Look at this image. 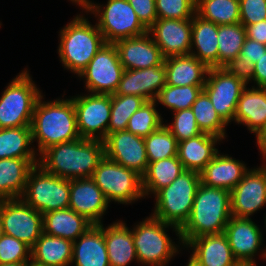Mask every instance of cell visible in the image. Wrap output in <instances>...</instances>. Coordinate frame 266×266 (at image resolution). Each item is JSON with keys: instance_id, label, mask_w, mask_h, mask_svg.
I'll return each mask as SVG.
<instances>
[{"instance_id": "6da1fadb", "label": "cell", "mask_w": 266, "mask_h": 266, "mask_svg": "<svg viewBox=\"0 0 266 266\" xmlns=\"http://www.w3.org/2000/svg\"><path fill=\"white\" fill-rule=\"evenodd\" d=\"M38 164L47 172L72 180L91 178L105 157L102 140L78 138L44 150Z\"/></svg>"}, {"instance_id": "7a4b0ae2", "label": "cell", "mask_w": 266, "mask_h": 266, "mask_svg": "<svg viewBox=\"0 0 266 266\" xmlns=\"http://www.w3.org/2000/svg\"><path fill=\"white\" fill-rule=\"evenodd\" d=\"M231 217V192L201 183L189 219L180 228L179 241L186 245L195 237L223 233Z\"/></svg>"}, {"instance_id": "3957f363", "label": "cell", "mask_w": 266, "mask_h": 266, "mask_svg": "<svg viewBox=\"0 0 266 266\" xmlns=\"http://www.w3.org/2000/svg\"><path fill=\"white\" fill-rule=\"evenodd\" d=\"M42 97L34 106L31 122L32 142L37 139L39 154L53 145L81 138L73 99L42 102Z\"/></svg>"}, {"instance_id": "277c9868", "label": "cell", "mask_w": 266, "mask_h": 266, "mask_svg": "<svg viewBox=\"0 0 266 266\" xmlns=\"http://www.w3.org/2000/svg\"><path fill=\"white\" fill-rule=\"evenodd\" d=\"M59 56L66 69L80 74L106 43L97 27L77 15L60 32Z\"/></svg>"}, {"instance_id": "5b68a950", "label": "cell", "mask_w": 266, "mask_h": 266, "mask_svg": "<svg viewBox=\"0 0 266 266\" xmlns=\"http://www.w3.org/2000/svg\"><path fill=\"white\" fill-rule=\"evenodd\" d=\"M200 184V173L184 170L170 185L155 193L152 216L181 228L189 219Z\"/></svg>"}, {"instance_id": "8992f818", "label": "cell", "mask_w": 266, "mask_h": 266, "mask_svg": "<svg viewBox=\"0 0 266 266\" xmlns=\"http://www.w3.org/2000/svg\"><path fill=\"white\" fill-rule=\"evenodd\" d=\"M40 95L27 70L16 76L0 98V129L31 126Z\"/></svg>"}, {"instance_id": "52a82bcc", "label": "cell", "mask_w": 266, "mask_h": 266, "mask_svg": "<svg viewBox=\"0 0 266 266\" xmlns=\"http://www.w3.org/2000/svg\"><path fill=\"white\" fill-rule=\"evenodd\" d=\"M21 199L41 214L69 208L70 180L51 174L37 164L29 172Z\"/></svg>"}, {"instance_id": "ba28073f", "label": "cell", "mask_w": 266, "mask_h": 266, "mask_svg": "<svg viewBox=\"0 0 266 266\" xmlns=\"http://www.w3.org/2000/svg\"><path fill=\"white\" fill-rule=\"evenodd\" d=\"M173 227L180 238V228L162 222L152 215L140 222L132 230L133 243L136 248L137 260L144 265L165 266L177 250L165 228Z\"/></svg>"}, {"instance_id": "9c48e42d", "label": "cell", "mask_w": 266, "mask_h": 266, "mask_svg": "<svg viewBox=\"0 0 266 266\" xmlns=\"http://www.w3.org/2000/svg\"><path fill=\"white\" fill-rule=\"evenodd\" d=\"M93 4L86 0L81 6L88 10L87 12L91 11L99 16L96 24L106 43H114L148 32L127 0H108L103 9Z\"/></svg>"}, {"instance_id": "30bf717a", "label": "cell", "mask_w": 266, "mask_h": 266, "mask_svg": "<svg viewBox=\"0 0 266 266\" xmlns=\"http://www.w3.org/2000/svg\"><path fill=\"white\" fill-rule=\"evenodd\" d=\"M91 178L108 202L114 200L118 203L130 204L144 197L142 177L106 156L100 161Z\"/></svg>"}, {"instance_id": "8fae6325", "label": "cell", "mask_w": 266, "mask_h": 266, "mask_svg": "<svg viewBox=\"0 0 266 266\" xmlns=\"http://www.w3.org/2000/svg\"><path fill=\"white\" fill-rule=\"evenodd\" d=\"M0 217L4 234L24 242L30 248L43 233V214L21 198L1 199Z\"/></svg>"}, {"instance_id": "7c38bea8", "label": "cell", "mask_w": 266, "mask_h": 266, "mask_svg": "<svg viewBox=\"0 0 266 266\" xmlns=\"http://www.w3.org/2000/svg\"><path fill=\"white\" fill-rule=\"evenodd\" d=\"M114 43H105L78 75L85 77L86 89L94 94H114L124 72Z\"/></svg>"}, {"instance_id": "4fadbf2b", "label": "cell", "mask_w": 266, "mask_h": 266, "mask_svg": "<svg viewBox=\"0 0 266 266\" xmlns=\"http://www.w3.org/2000/svg\"><path fill=\"white\" fill-rule=\"evenodd\" d=\"M72 99L80 137L103 141L110 121L111 95L93 93Z\"/></svg>"}, {"instance_id": "5bb4252c", "label": "cell", "mask_w": 266, "mask_h": 266, "mask_svg": "<svg viewBox=\"0 0 266 266\" xmlns=\"http://www.w3.org/2000/svg\"><path fill=\"white\" fill-rule=\"evenodd\" d=\"M207 75L203 90L217 113L228 124L234 119L237 102L246 84L224 67L209 68Z\"/></svg>"}, {"instance_id": "9a60e30c", "label": "cell", "mask_w": 266, "mask_h": 266, "mask_svg": "<svg viewBox=\"0 0 266 266\" xmlns=\"http://www.w3.org/2000/svg\"><path fill=\"white\" fill-rule=\"evenodd\" d=\"M103 143L108 159L144 175L148 167L144 138L123 130L108 134Z\"/></svg>"}, {"instance_id": "2e32d148", "label": "cell", "mask_w": 266, "mask_h": 266, "mask_svg": "<svg viewBox=\"0 0 266 266\" xmlns=\"http://www.w3.org/2000/svg\"><path fill=\"white\" fill-rule=\"evenodd\" d=\"M230 192L232 216L249 218L266 204V165L250 169Z\"/></svg>"}, {"instance_id": "e0dca14e", "label": "cell", "mask_w": 266, "mask_h": 266, "mask_svg": "<svg viewBox=\"0 0 266 266\" xmlns=\"http://www.w3.org/2000/svg\"><path fill=\"white\" fill-rule=\"evenodd\" d=\"M153 40L167 58L190 55L192 50V19H156L148 29Z\"/></svg>"}, {"instance_id": "ac0fdd59", "label": "cell", "mask_w": 266, "mask_h": 266, "mask_svg": "<svg viewBox=\"0 0 266 266\" xmlns=\"http://www.w3.org/2000/svg\"><path fill=\"white\" fill-rule=\"evenodd\" d=\"M238 124H245L257 134V144L262 153L266 146V90L262 87H245L237 102L234 119Z\"/></svg>"}, {"instance_id": "d6986e66", "label": "cell", "mask_w": 266, "mask_h": 266, "mask_svg": "<svg viewBox=\"0 0 266 266\" xmlns=\"http://www.w3.org/2000/svg\"><path fill=\"white\" fill-rule=\"evenodd\" d=\"M150 33L114 42L119 60L125 70L145 69L164 64L165 57Z\"/></svg>"}, {"instance_id": "ffe728a7", "label": "cell", "mask_w": 266, "mask_h": 266, "mask_svg": "<svg viewBox=\"0 0 266 266\" xmlns=\"http://www.w3.org/2000/svg\"><path fill=\"white\" fill-rule=\"evenodd\" d=\"M233 256L241 264H255L254 254L262 245V233L251 218L232 216L223 232Z\"/></svg>"}, {"instance_id": "44dd1931", "label": "cell", "mask_w": 266, "mask_h": 266, "mask_svg": "<svg viewBox=\"0 0 266 266\" xmlns=\"http://www.w3.org/2000/svg\"><path fill=\"white\" fill-rule=\"evenodd\" d=\"M166 67L124 70L115 95H134L146 101H154L159 91L166 85Z\"/></svg>"}, {"instance_id": "7402d4cb", "label": "cell", "mask_w": 266, "mask_h": 266, "mask_svg": "<svg viewBox=\"0 0 266 266\" xmlns=\"http://www.w3.org/2000/svg\"><path fill=\"white\" fill-rule=\"evenodd\" d=\"M108 201L92 178L70 180L69 208L93 224H101Z\"/></svg>"}, {"instance_id": "603a6c76", "label": "cell", "mask_w": 266, "mask_h": 266, "mask_svg": "<svg viewBox=\"0 0 266 266\" xmlns=\"http://www.w3.org/2000/svg\"><path fill=\"white\" fill-rule=\"evenodd\" d=\"M248 171L244 163L218 152L200 172V179L205 186L231 191Z\"/></svg>"}, {"instance_id": "cb8c5ba5", "label": "cell", "mask_w": 266, "mask_h": 266, "mask_svg": "<svg viewBox=\"0 0 266 266\" xmlns=\"http://www.w3.org/2000/svg\"><path fill=\"white\" fill-rule=\"evenodd\" d=\"M77 239L79 241L73 242L72 263L76 266H110L102 224H94Z\"/></svg>"}, {"instance_id": "d4e9b609", "label": "cell", "mask_w": 266, "mask_h": 266, "mask_svg": "<svg viewBox=\"0 0 266 266\" xmlns=\"http://www.w3.org/2000/svg\"><path fill=\"white\" fill-rule=\"evenodd\" d=\"M186 246L193 248L192 256L203 266H237L224 233L204 235L191 239Z\"/></svg>"}, {"instance_id": "484cf974", "label": "cell", "mask_w": 266, "mask_h": 266, "mask_svg": "<svg viewBox=\"0 0 266 266\" xmlns=\"http://www.w3.org/2000/svg\"><path fill=\"white\" fill-rule=\"evenodd\" d=\"M222 138L209 133L178 142L177 157L183 168L200 173L218 153L214 146Z\"/></svg>"}, {"instance_id": "4316f807", "label": "cell", "mask_w": 266, "mask_h": 266, "mask_svg": "<svg viewBox=\"0 0 266 266\" xmlns=\"http://www.w3.org/2000/svg\"><path fill=\"white\" fill-rule=\"evenodd\" d=\"M38 161L36 158L0 159V200L21 198L29 172Z\"/></svg>"}, {"instance_id": "83f0119b", "label": "cell", "mask_w": 266, "mask_h": 266, "mask_svg": "<svg viewBox=\"0 0 266 266\" xmlns=\"http://www.w3.org/2000/svg\"><path fill=\"white\" fill-rule=\"evenodd\" d=\"M166 84L170 86H204L209 68L195 56L180 55L165 58ZM205 76V77H204Z\"/></svg>"}, {"instance_id": "f1b7e54d", "label": "cell", "mask_w": 266, "mask_h": 266, "mask_svg": "<svg viewBox=\"0 0 266 266\" xmlns=\"http://www.w3.org/2000/svg\"><path fill=\"white\" fill-rule=\"evenodd\" d=\"M94 224L85 216L70 208L54 210L43 214V232L50 236L76 241Z\"/></svg>"}, {"instance_id": "f546056e", "label": "cell", "mask_w": 266, "mask_h": 266, "mask_svg": "<svg viewBox=\"0 0 266 266\" xmlns=\"http://www.w3.org/2000/svg\"><path fill=\"white\" fill-rule=\"evenodd\" d=\"M196 46L197 54L191 51L208 68L218 67V25L203 19L197 13L192 18V43ZM194 45V46H193ZM194 52V53H193Z\"/></svg>"}, {"instance_id": "4dcf8cb0", "label": "cell", "mask_w": 266, "mask_h": 266, "mask_svg": "<svg viewBox=\"0 0 266 266\" xmlns=\"http://www.w3.org/2000/svg\"><path fill=\"white\" fill-rule=\"evenodd\" d=\"M73 242L44 232L31 248V261L43 266H69Z\"/></svg>"}, {"instance_id": "1f68e13d", "label": "cell", "mask_w": 266, "mask_h": 266, "mask_svg": "<svg viewBox=\"0 0 266 266\" xmlns=\"http://www.w3.org/2000/svg\"><path fill=\"white\" fill-rule=\"evenodd\" d=\"M110 266H126L133 259L137 260L132 231L123 222H115L104 229Z\"/></svg>"}, {"instance_id": "d6a6232c", "label": "cell", "mask_w": 266, "mask_h": 266, "mask_svg": "<svg viewBox=\"0 0 266 266\" xmlns=\"http://www.w3.org/2000/svg\"><path fill=\"white\" fill-rule=\"evenodd\" d=\"M185 169L177 156L148 163L142 176L143 194L156 193L163 187L170 185Z\"/></svg>"}, {"instance_id": "836d02e7", "label": "cell", "mask_w": 266, "mask_h": 266, "mask_svg": "<svg viewBox=\"0 0 266 266\" xmlns=\"http://www.w3.org/2000/svg\"><path fill=\"white\" fill-rule=\"evenodd\" d=\"M31 143V126L0 129V159L36 158Z\"/></svg>"}, {"instance_id": "e575fe53", "label": "cell", "mask_w": 266, "mask_h": 266, "mask_svg": "<svg viewBox=\"0 0 266 266\" xmlns=\"http://www.w3.org/2000/svg\"><path fill=\"white\" fill-rule=\"evenodd\" d=\"M196 13L217 25L240 23L239 0H197Z\"/></svg>"}, {"instance_id": "d590c367", "label": "cell", "mask_w": 266, "mask_h": 266, "mask_svg": "<svg viewBox=\"0 0 266 266\" xmlns=\"http://www.w3.org/2000/svg\"><path fill=\"white\" fill-rule=\"evenodd\" d=\"M245 39L243 24L218 25V67H224L239 55Z\"/></svg>"}, {"instance_id": "8d00e7d4", "label": "cell", "mask_w": 266, "mask_h": 266, "mask_svg": "<svg viewBox=\"0 0 266 266\" xmlns=\"http://www.w3.org/2000/svg\"><path fill=\"white\" fill-rule=\"evenodd\" d=\"M191 109L197 125L202 132L225 139V126L227 123L217 113L204 90L200 92L196 101L192 104Z\"/></svg>"}, {"instance_id": "74e56055", "label": "cell", "mask_w": 266, "mask_h": 266, "mask_svg": "<svg viewBox=\"0 0 266 266\" xmlns=\"http://www.w3.org/2000/svg\"><path fill=\"white\" fill-rule=\"evenodd\" d=\"M146 100L134 95L111 94V115L107 135L117 131L126 130L129 118Z\"/></svg>"}, {"instance_id": "f35d334b", "label": "cell", "mask_w": 266, "mask_h": 266, "mask_svg": "<svg viewBox=\"0 0 266 266\" xmlns=\"http://www.w3.org/2000/svg\"><path fill=\"white\" fill-rule=\"evenodd\" d=\"M204 86H170L166 84L158 93L155 102L180 111L191 108Z\"/></svg>"}, {"instance_id": "ab89813d", "label": "cell", "mask_w": 266, "mask_h": 266, "mask_svg": "<svg viewBox=\"0 0 266 266\" xmlns=\"http://www.w3.org/2000/svg\"><path fill=\"white\" fill-rule=\"evenodd\" d=\"M148 163L177 156L178 141L163 124L144 138Z\"/></svg>"}, {"instance_id": "60d3db41", "label": "cell", "mask_w": 266, "mask_h": 266, "mask_svg": "<svg viewBox=\"0 0 266 266\" xmlns=\"http://www.w3.org/2000/svg\"><path fill=\"white\" fill-rule=\"evenodd\" d=\"M155 103V101H146L134 112L129 118L126 130L142 138L158 130L163 123Z\"/></svg>"}, {"instance_id": "b9f144b4", "label": "cell", "mask_w": 266, "mask_h": 266, "mask_svg": "<svg viewBox=\"0 0 266 266\" xmlns=\"http://www.w3.org/2000/svg\"><path fill=\"white\" fill-rule=\"evenodd\" d=\"M196 5L197 0H155L158 19H192Z\"/></svg>"}, {"instance_id": "7bdbcfd3", "label": "cell", "mask_w": 266, "mask_h": 266, "mask_svg": "<svg viewBox=\"0 0 266 266\" xmlns=\"http://www.w3.org/2000/svg\"><path fill=\"white\" fill-rule=\"evenodd\" d=\"M29 258H31V248L28 245L12 236L2 235L0 238V264L29 263Z\"/></svg>"}, {"instance_id": "ee69618b", "label": "cell", "mask_w": 266, "mask_h": 266, "mask_svg": "<svg viewBox=\"0 0 266 266\" xmlns=\"http://www.w3.org/2000/svg\"><path fill=\"white\" fill-rule=\"evenodd\" d=\"M165 127L172 133L178 142L187 140L203 133L197 125L191 108L174 112V122Z\"/></svg>"}, {"instance_id": "f6af8a7d", "label": "cell", "mask_w": 266, "mask_h": 266, "mask_svg": "<svg viewBox=\"0 0 266 266\" xmlns=\"http://www.w3.org/2000/svg\"><path fill=\"white\" fill-rule=\"evenodd\" d=\"M240 23L251 25L266 20V0H239Z\"/></svg>"}, {"instance_id": "bcb514c9", "label": "cell", "mask_w": 266, "mask_h": 266, "mask_svg": "<svg viewBox=\"0 0 266 266\" xmlns=\"http://www.w3.org/2000/svg\"><path fill=\"white\" fill-rule=\"evenodd\" d=\"M141 23L149 29L158 18L156 13L155 0H127Z\"/></svg>"}, {"instance_id": "7dc6e473", "label": "cell", "mask_w": 266, "mask_h": 266, "mask_svg": "<svg viewBox=\"0 0 266 266\" xmlns=\"http://www.w3.org/2000/svg\"><path fill=\"white\" fill-rule=\"evenodd\" d=\"M224 68L244 84H247L254 78V64L247 63L244 58H240L239 56L227 63Z\"/></svg>"}, {"instance_id": "c3c4849f", "label": "cell", "mask_w": 266, "mask_h": 266, "mask_svg": "<svg viewBox=\"0 0 266 266\" xmlns=\"http://www.w3.org/2000/svg\"><path fill=\"white\" fill-rule=\"evenodd\" d=\"M265 52V44L246 38L238 56L249 64H255Z\"/></svg>"}, {"instance_id": "681fc988", "label": "cell", "mask_w": 266, "mask_h": 266, "mask_svg": "<svg viewBox=\"0 0 266 266\" xmlns=\"http://www.w3.org/2000/svg\"><path fill=\"white\" fill-rule=\"evenodd\" d=\"M243 26L246 30V38L266 45V20Z\"/></svg>"}, {"instance_id": "f907efd6", "label": "cell", "mask_w": 266, "mask_h": 266, "mask_svg": "<svg viewBox=\"0 0 266 266\" xmlns=\"http://www.w3.org/2000/svg\"><path fill=\"white\" fill-rule=\"evenodd\" d=\"M258 87H266V52L254 64V78Z\"/></svg>"}, {"instance_id": "816d5d0a", "label": "cell", "mask_w": 266, "mask_h": 266, "mask_svg": "<svg viewBox=\"0 0 266 266\" xmlns=\"http://www.w3.org/2000/svg\"><path fill=\"white\" fill-rule=\"evenodd\" d=\"M187 266H203L197 259L191 256Z\"/></svg>"}, {"instance_id": "f5cc1de1", "label": "cell", "mask_w": 266, "mask_h": 266, "mask_svg": "<svg viewBox=\"0 0 266 266\" xmlns=\"http://www.w3.org/2000/svg\"><path fill=\"white\" fill-rule=\"evenodd\" d=\"M0 266H27V263H6L0 264Z\"/></svg>"}, {"instance_id": "db71d44e", "label": "cell", "mask_w": 266, "mask_h": 266, "mask_svg": "<svg viewBox=\"0 0 266 266\" xmlns=\"http://www.w3.org/2000/svg\"><path fill=\"white\" fill-rule=\"evenodd\" d=\"M3 234H4V231H3V224H2L1 217H0V238L2 237Z\"/></svg>"}, {"instance_id": "11a10c76", "label": "cell", "mask_w": 266, "mask_h": 266, "mask_svg": "<svg viewBox=\"0 0 266 266\" xmlns=\"http://www.w3.org/2000/svg\"><path fill=\"white\" fill-rule=\"evenodd\" d=\"M72 2L78 3V5H81L86 1V0H71Z\"/></svg>"}, {"instance_id": "9f6ffc18", "label": "cell", "mask_w": 266, "mask_h": 266, "mask_svg": "<svg viewBox=\"0 0 266 266\" xmlns=\"http://www.w3.org/2000/svg\"><path fill=\"white\" fill-rule=\"evenodd\" d=\"M27 266H43V265H40V264H37V263H35V262H30L29 261V264L27 263Z\"/></svg>"}, {"instance_id": "6f0895ef", "label": "cell", "mask_w": 266, "mask_h": 266, "mask_svg": "<svg viewBox=\"0 0 266 266\" xmlns=\"http://www.w3.org/2000/svg\"><path fill=\"white\" fill-rule=\"evenodd\" d=\"M262 155L264 156V158L266 160V146L262 149Z\"/></svg>"}, {"instance_id": "680465c9", "label": "cell", "mask_w": 266, "mask_h": 266, "mask_svg": "<svg viewBox=\"0 0 266 266\" xmlns=\"http://www.w3.org/2000/svg\"><path fill=\"white\" fill-rule=\"evenodd\" d=\"M237 266H256V264H241V263H239Z\"/></svg>"}, {"instance_id": "91938a15", "label": "cell", "mask_w": 266, "mask_h": 266, "mask_svg": "<svg viewBox=\"0 0 266 266\" xmlns=\"http://www.w3.org/2000/svg\"><path fill=\"white\" fill-rule=\"evenodd\" d=\"M265 222H266V217H265ZM266 225V223H265ZM262 257H265L266 258V249H265V252L263 253V256Z\"/></svg>"}]
</instances>
